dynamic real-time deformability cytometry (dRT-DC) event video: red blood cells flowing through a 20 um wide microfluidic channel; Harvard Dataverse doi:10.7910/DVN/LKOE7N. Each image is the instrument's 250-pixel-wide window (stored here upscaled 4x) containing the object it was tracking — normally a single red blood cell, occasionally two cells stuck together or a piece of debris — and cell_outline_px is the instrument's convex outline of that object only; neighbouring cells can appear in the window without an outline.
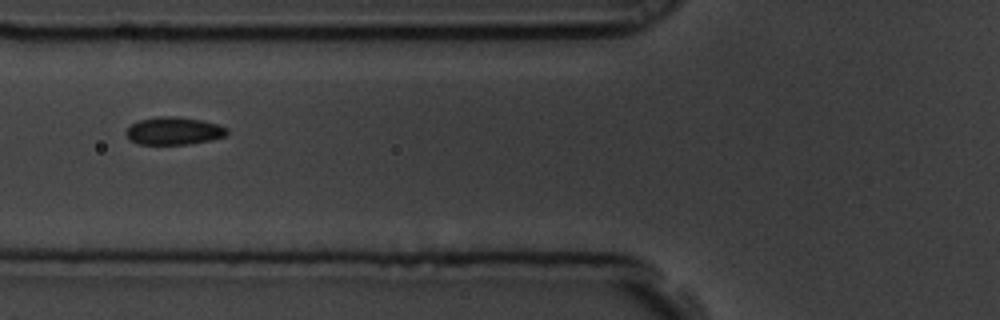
{"species": "common noctule bat (a hibernating species)", "species_latin": "Nyctalus noctula", "temperature_condition": "room temperature", "stored_images_in_passage": 11, "camera_frame_rate_fps": 3000, "um_per_image_px": 0.085, "animal": {"sex": "male", "body_mass_g": 19.5, "forearm_length_mm": 54.6}, "frame": {"image": 1, "passage_image": 2, "time_ms": 0.333, "image_size_px": [1000, 320], "cell_outline_px": [[228, 132], [224, 136], [212, 140], [188, 144], [140, 144], [132, 140], [124, 132], [132, 124], [140, 120], [156, 116], [176, 116], [200, 120], [216, 124], [228, 128]], "centroid_in_image_um": [14.79, 11.12], "position_along_channel_um": 111.0, "area_um2": 16.13}}